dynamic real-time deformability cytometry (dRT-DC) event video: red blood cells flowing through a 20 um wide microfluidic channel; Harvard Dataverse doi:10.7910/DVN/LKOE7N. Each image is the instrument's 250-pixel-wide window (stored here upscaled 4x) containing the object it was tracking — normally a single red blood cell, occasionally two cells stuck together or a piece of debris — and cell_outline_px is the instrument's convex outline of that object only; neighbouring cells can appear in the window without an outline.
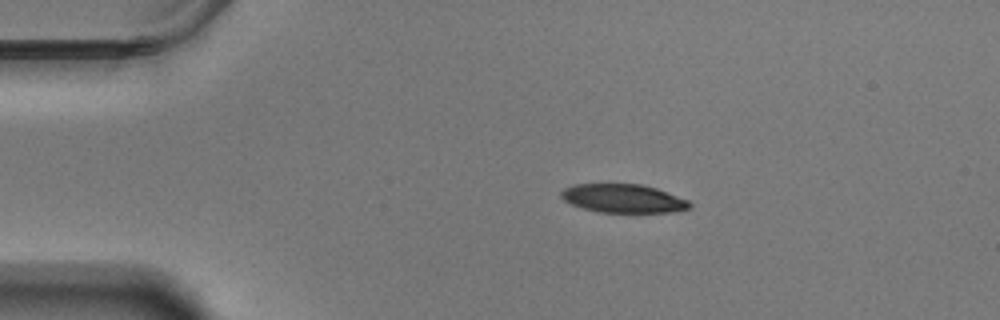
{"species": "Egyptian fruit bat (a non-hibernating species)", "species_latin": "Rousettus aegyptiacus", "temperature_condition": "warm", "stored_images_in_passage": 47, "camera_frame_rate_fps": 3000, "um_per_image_px": 0.085, "animal": {"sex": "male"}, "frame": {"image": 1, "passage_image": 1, "time_ms": 0.0, "image_size_px": [1000, 320], "cell_outline_px": [[692, 208], [672, 212], [596, 212], [572, 204], [564, 200], [560, 196], [560, 192], [564, 188], [572, 184], [644, 184], [656, 188], [688, 200], [692, 204]], "centroid_in_image_um": [52.98, 16.86], "position_along_channel_um": 32.0, "area_um2": 21.44}}
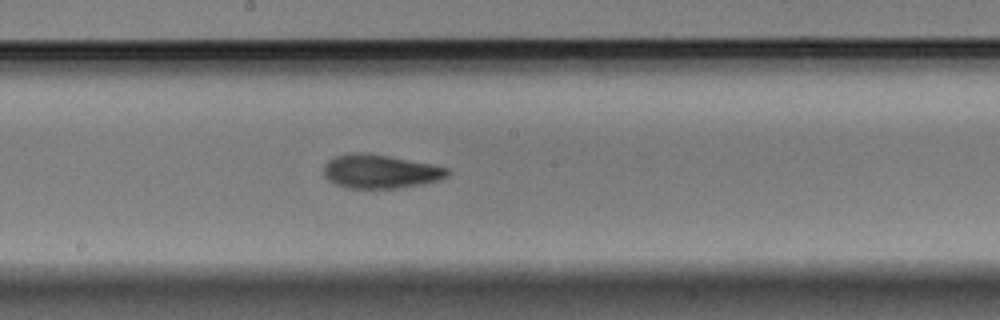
{"frame": {"image": 2, "passage_image": 21, "time_ms": 6.667, "image_size_px": [1000, 320], "cell_outline_px": [[452, 172], [448, 176], [440, 180], [424, 184], [396, 188], [348, 188], [336, 184], [328, 180], [324, 176], [324, 164], [328, 160], [336, 156], [352, 152], [356, 152], [388, 156], [432, 164], [448, 168]], "centroid_in_image_um": [32.34, 14.58], "position_along_channel_um": 215.9, "area_um2": 24.39}}
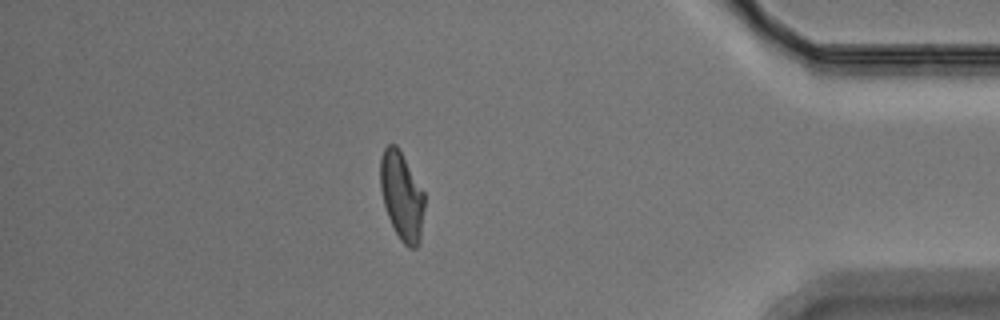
{"frame": {"image": 3, "passage_image": 40, "time_ms": 13.0, "image_size_px": [1000, 320], "cell_outline_px": [[424, 208], [420, 244], [416, 248], [408, 248], [400, 240], [388, 216], [384, 204], [380, 188], [380, 160], [384, 148], [388, 144], [396, 144], [400, 148], [424, 192]], "centroid_in_image_um": [34.16, 16.65], "position_along_channel_um": 401.0, "area_um2": 22.89}, "authors_computed_cell_mechanics": {"area_um2": 23.2934, "velocity_mm_per_s": 3.5027, "shape_relaxation_time_tau1_ms": 5.829, "shape_relaxation_time_tau2_ms": 2.9789, "deformation_change_tau1": 0.2031, "deformation_change_tau2": 0.0938}}